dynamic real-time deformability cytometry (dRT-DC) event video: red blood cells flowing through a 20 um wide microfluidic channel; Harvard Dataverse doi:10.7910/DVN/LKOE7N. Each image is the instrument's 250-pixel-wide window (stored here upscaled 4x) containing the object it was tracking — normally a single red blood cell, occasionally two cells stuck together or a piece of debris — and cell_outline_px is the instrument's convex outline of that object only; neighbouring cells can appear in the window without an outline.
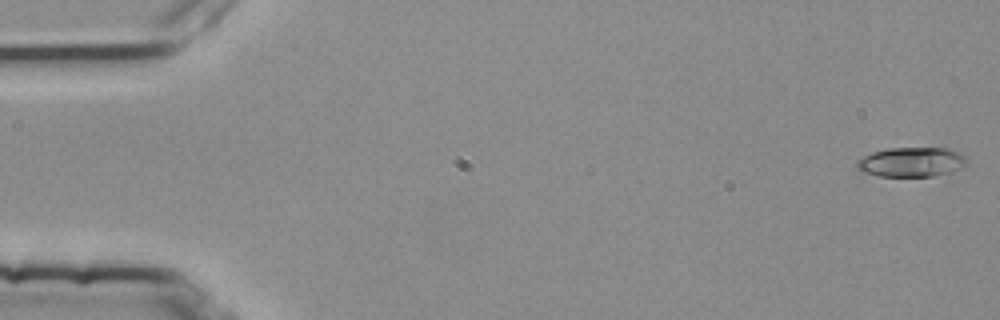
{"species": "common noctule bat (a hibernating species)", "species_latin": "Nyctalus noctula", "temperature_condition": "room temperature", "stored_images_in_passage": 14, "camera_frame_rate_fps": 3000, "um_per_image_px": 0.085, "animal": {"sex": "female", "body_mass_g": 25.1}, "frame": {"image": 1, "passage_image": 1, "time_ms": 0.0, "image_size_px": [1000, 320], "cell_outline_px": [[968, 164], [952, 172], [932, 176], [876, 176], [860, 172], [856, 168], [856, 160], [872, 152], [888, 148], [948, 148], [964, 156], [968, 160]], "centroid_in_image_um": [77.44, 13.78], "position_along_channel_um": 7.6, "area_um2": 19.13}}